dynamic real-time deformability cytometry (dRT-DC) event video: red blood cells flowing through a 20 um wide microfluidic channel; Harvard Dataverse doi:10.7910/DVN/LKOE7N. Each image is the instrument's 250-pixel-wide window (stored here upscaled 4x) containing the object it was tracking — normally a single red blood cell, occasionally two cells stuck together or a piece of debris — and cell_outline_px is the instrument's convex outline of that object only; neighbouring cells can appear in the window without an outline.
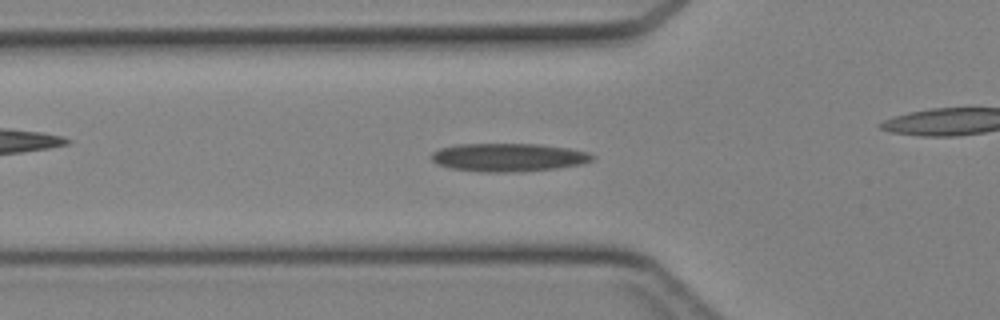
{"species": "Egyptian fruit bat (a non-hibernating species)", "species_latin": "Rousettus aegyptiacus", "temperature_condition": "cold", "stored_images_in_passage": 43, "camera_frame_rate_fps": 3000, "um_per_image_px": 0.085, "animal": {"sex": "female"}, "frame": {"image": 1, "passage_image": 13, "time_ms": 4.0, "image_size_px": [1000, 320], "cell_outline_px": [[596, 156], [592, 160], [580, 164], [556, 168], [512, 172], [480, 172], [452, 168], [436, 164], [432, 160], [432, 152], [440, 148], [456, 144], [540, 144], [568, 148], [588, 152]], "centroid_in_image_um": [43.2, 13.37], "position_along_channel_um": 82.6, "area_um2": 26.41}}
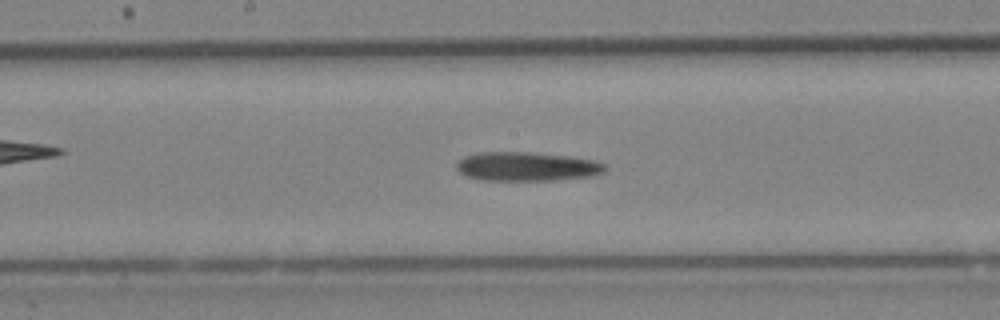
{"frame": {"image": 2, "passage_image": 21, "time_ms": 6.667, "image_size_px": [1000, 320], "cell_outline_px": [[608, 168], [604, 172], [596, 176], [556, 180], [480, 180], [468, 176], [460, 172], [456, 168], [456, 164], [464, 156], [476, 152], [532, 152], [568, 156], [592, 160], [604, 164]], "centroid_in_image_um": [44.8, 14.15], "position_along_channel_um": 203.4, "area_um2": 25.26}}
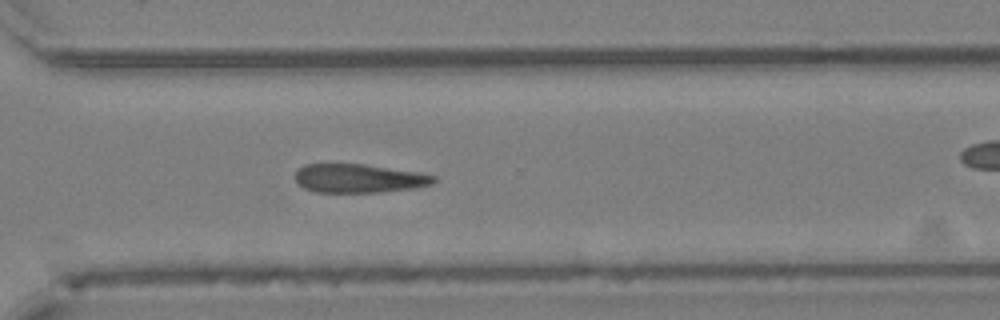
{"frame": {"image": 3, "passage_image": 30, "time_ms": 9.667, "image_size_px": [1000, 320], "cell_outline_px": [[436, 180], [432, 184], [412, 188], [380, 192], [316, 192], [304, 188], [296, 180], [296, 172], [304, 164], [364, 164], [420, 172], [436, 176]], "centroid_in_image_um": [30.53, 15.15], "position_along_channel_um": 340.1, "area_um2": 23.06}}